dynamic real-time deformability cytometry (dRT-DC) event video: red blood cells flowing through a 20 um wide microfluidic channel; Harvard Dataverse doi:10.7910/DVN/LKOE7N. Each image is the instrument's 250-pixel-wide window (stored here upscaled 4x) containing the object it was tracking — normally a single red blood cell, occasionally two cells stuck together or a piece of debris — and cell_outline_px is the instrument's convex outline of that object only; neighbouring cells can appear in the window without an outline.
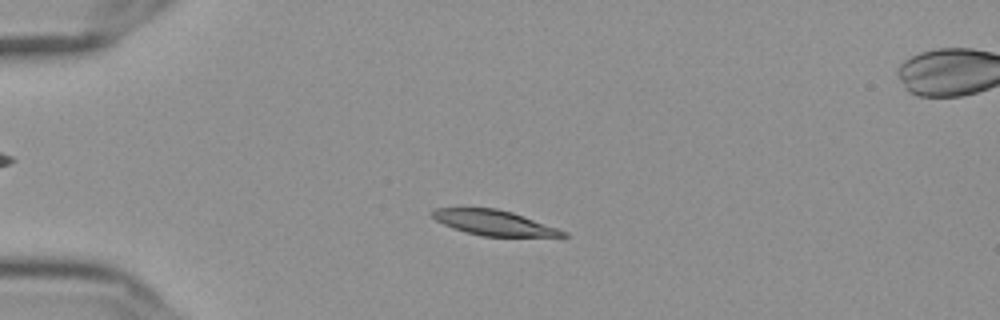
{"species": "Egyptian fruit bat (a non-hibernating species)", "species_latin": "Rousettus aegyptiacus", "temperature_condition": "cold", "stored_images_in_passage": 39, "camera_frame_rate_fps": 3000, "um_per_image_px": 0.085, "frame": {"image": 1, "passage_image": 4, "time_ms": 1.0, "image_size_px": [1000, 320], "cell_outline_px": [[568, 236], [480, 236], [464, 232], [452, 228], [436, 220], [428, 212], [432, 208], [496, 208], [512, 212], [524, 216], [568, 232]], "centroid_in_image_um": [41.93, 18.93], "position_along_channel_um": 43.1, "area_um2": 19.13}}
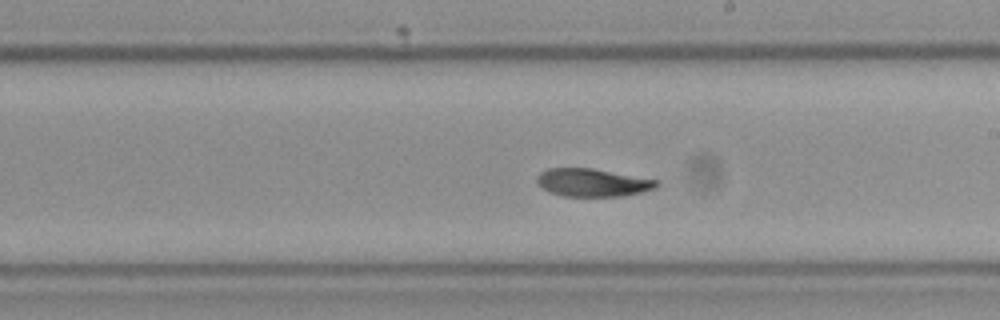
{"frame": {"image": 2, "passage_image": 23, "time_ms": 7.333, "image_size_px": [1000, 320], "cell_outline_px": [[660, 184], [656, 188], [640, 192], [620, 196], [564, 196], [548, 192], [536, 184], [536, 180], [540, 172], [548, 168], [592, 168], [660, 180]], "centroid_in_image_um": [50.36, 15.51], "position_along_channel_um": 238.6, "area_um2": 19.59}}
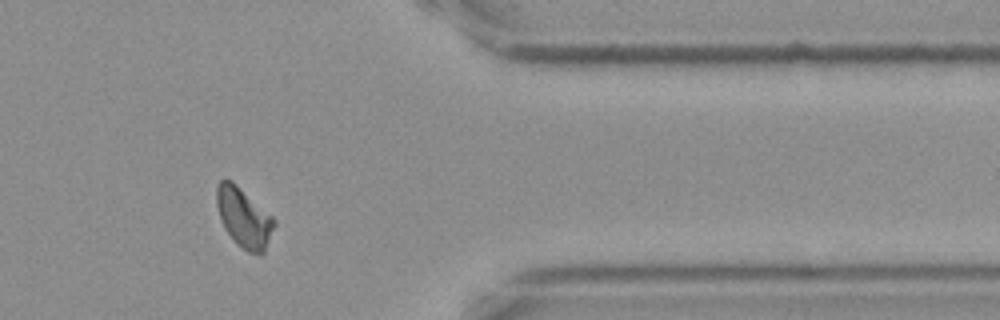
{"frame": {"image": 3, "passage_image": 37, "time_ms": 12.0, "image_size_px": [1000, 320], "cell_outline_px": [[276, 224], [264, 252], [260, 256], [248, 252], [236, 244], [224, 228], [216, 204], [216, 184], [220, 180], [232, 180], [272, 216], [276, 220]], "centroid_in_image_um": [20.73, 18.51], "position_along_channel_um": 390.7, "area_um2": 20.06}, "authors_computed_cell_mechanics": {"area_um2": 20.1144, "velocity_mm_per_s": 3.6032, "shape_relaxation_time_tau1_ms": 6.2096, "shape_relaxation_time_tau2_ms": 3.1404, "deformation_change_tau1": 0.1686, "deformation_change_tau2": 0.066}}